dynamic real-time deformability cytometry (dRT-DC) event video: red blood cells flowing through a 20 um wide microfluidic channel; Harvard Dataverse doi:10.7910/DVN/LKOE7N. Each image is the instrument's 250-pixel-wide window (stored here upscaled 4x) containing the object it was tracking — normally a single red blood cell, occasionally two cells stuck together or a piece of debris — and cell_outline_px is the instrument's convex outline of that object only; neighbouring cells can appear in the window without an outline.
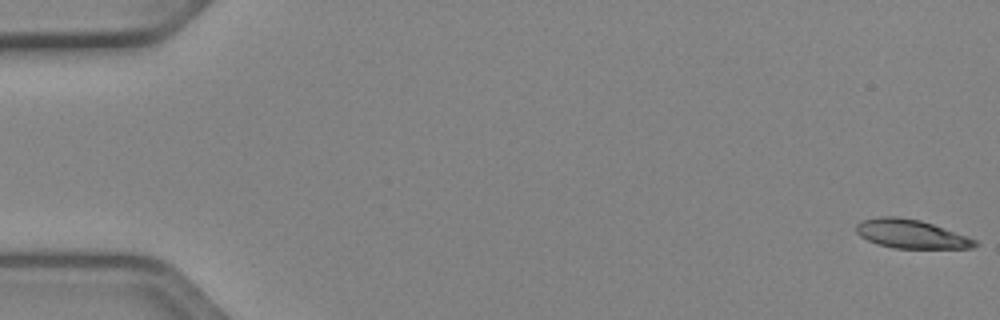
{"species": "Egyptian fruit bat (a non-hibernating species)", "species_latin": "Rousettus aegyptiacus", "temperature_condition": "cold", "stored_images_in_passage": 4, "camera_frame_rate_fps": 3000, "um_per_image_px": 0.085, "animal": {"sex": "female"}, "frame": {"image": 1, "passage_image": 1, "time_ms": 0.0, "image_size_px": [1000, 320], "cell_outline_px": [[980, 244], [972, 248], [896, 248], [876, 244], [860, 236], [856, 232], [856, 224], [864, 220], [880, 216], [896, 216], [920, 220], [968, 236], [976, 240]], "centroid_in_image_um": [77.45, 19.89], "position_along_channel_um": 7.6, "area_um2": 19.83}}